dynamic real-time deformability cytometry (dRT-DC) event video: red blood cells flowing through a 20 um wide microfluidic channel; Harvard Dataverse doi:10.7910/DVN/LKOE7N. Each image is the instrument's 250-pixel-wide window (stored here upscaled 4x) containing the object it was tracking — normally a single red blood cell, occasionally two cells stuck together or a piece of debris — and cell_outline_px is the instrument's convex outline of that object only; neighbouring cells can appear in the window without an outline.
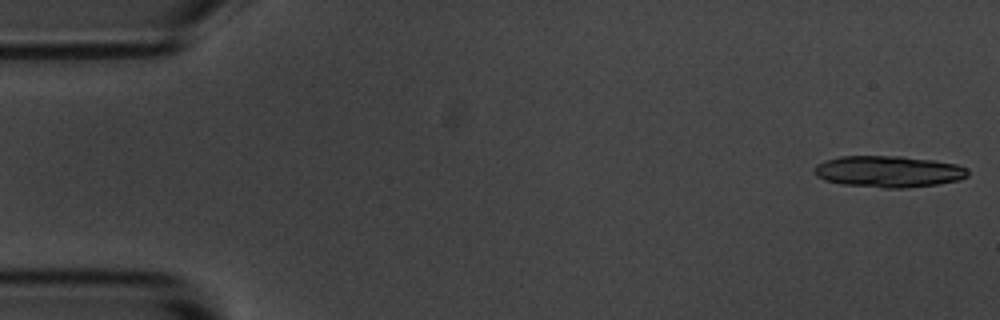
{"species": "common noctule bat (a hibernating species)", "species_latin": "Nyctalus noctula", "temperature_condition": "room temperature", "stored_images_in_passage": 5, "camera_frame_rate_fps": 3000, "um_per_image_px": 0.085, "animal": {"sex": "male", "body_mass_g": 20.1, "forearm_length_mm": 53.5}, "frame": {"image": 1, "passage_image": 1, "time_ms": 0.0, "image_size_px": [1000, 320], "cell_outline_px": [[968, 176], [960, 180], [936, 184], [904, 188], [884, 188], [840, 184], [824, 180], [816, 176], [812, 168], [816, 164], [824, 160], [840, 156], [900, 156], [932, 160], [956, 164], [968, 168]], "centroid_in_image_um": [75.48, 14.58], "position_along_channel_um": 9.5, "area_um2": 28.38}}
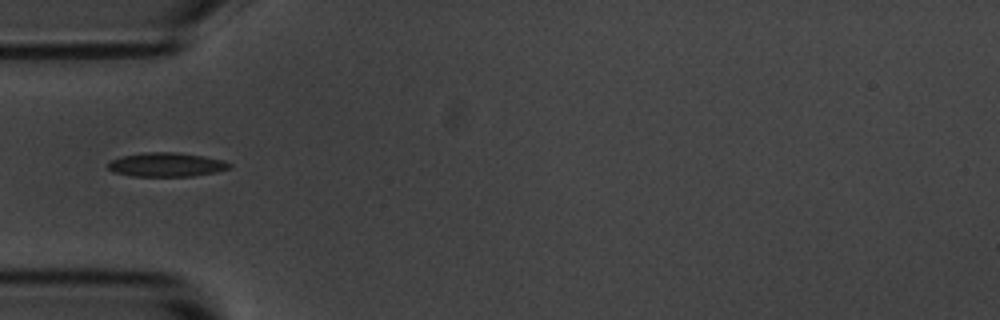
{"frame": {"image": 2, "passage_image": 5, "time_ms": 5.333, "image_size_px": [1000, 320], "cell_outline_px": [[232, 168], [216, 172], [192, 176], [132, 176], [112, 172], [108, 168], [108, 164], [112, 160], [124, 156], [144, 152], [176, 152], [204, 156], [224, 160], [232, 164]], "centroid_in_image_um": [14.19, 14.0], "position_along_channel_um": 70.8, "area_um2": 17.05}}